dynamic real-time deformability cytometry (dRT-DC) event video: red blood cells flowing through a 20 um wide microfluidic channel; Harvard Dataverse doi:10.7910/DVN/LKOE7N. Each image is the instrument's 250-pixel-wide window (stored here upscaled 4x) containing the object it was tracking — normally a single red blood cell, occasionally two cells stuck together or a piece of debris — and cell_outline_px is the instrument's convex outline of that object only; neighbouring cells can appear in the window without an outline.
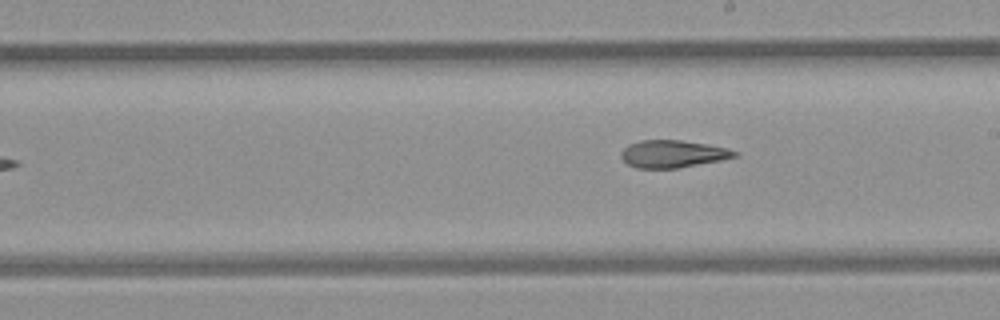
{"species": "common noctule bat (a hibernating species)", "species_latin": "Nyctalus noctula", "temperature_condition": "room temperature", "stored_images_in_passage": 7, "camera_frame_rate_fps": 3000, "um_per_image_px": 0.085, "animal": {"sex": "female", "body_mass_g": 21.9}, "frame": {"image": 1, "passage_image": 7, "time_ms": 7.0, "image_size_px": [1000, 320], "cell_outline_px": [[740, 152], [736, 156], [720, 160], [676, 168], [636, 168], [628, 164], [620, 156], [620, 152], [628, 144], [640, 140], [680, 140], [708, 144], [728, 148]], "centroid_in_image_um": [57.17, 13.07], "position_along_channel_um": 231.8, "area_um2": 18.09}}